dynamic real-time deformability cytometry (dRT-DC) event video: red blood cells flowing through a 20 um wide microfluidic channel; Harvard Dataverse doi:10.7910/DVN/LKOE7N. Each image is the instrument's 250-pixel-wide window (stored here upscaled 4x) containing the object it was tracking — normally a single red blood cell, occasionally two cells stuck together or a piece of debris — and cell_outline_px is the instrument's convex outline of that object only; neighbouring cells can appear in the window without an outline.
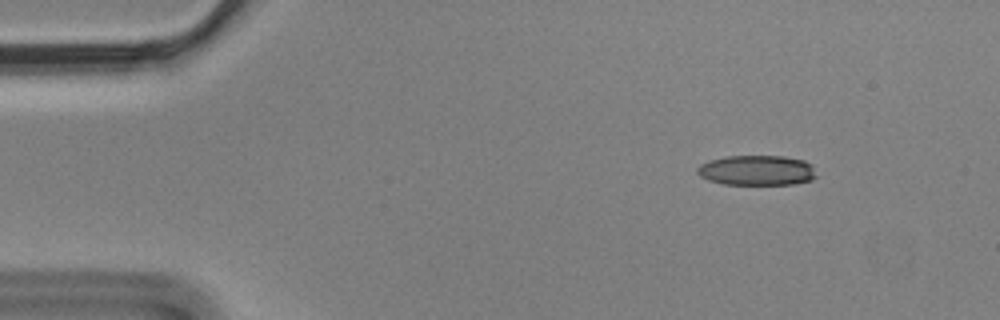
{"species": "Egyptian fruit bat (a non-hibernating species)", "species_latin": "Rousettus aegyptiacus", "temperature_condition": "cold", "stored_images_in_passage": 6, "camera_frame_rate_fps": 3000, "um_per_image_px": 0.085, "animal": {"sex": "male"}, "frame": {"image": 1, "passage_image": 1, "time_ms": 0.0, "image_size_px": [1000, 320], "cell_outline_px": [[816, 176], [812, 180], [792, 184], [724, 184], [708, 180], [700, 176], [696, 172], [696, 168], [700, 164], [712, 160], [728, 156], [784, 156], [804, 160], [812, 164]], "centroid_in_image_um": [64.34, 14.48], "position_along_channel_um": 20.7, "area_um2": 20.87}}
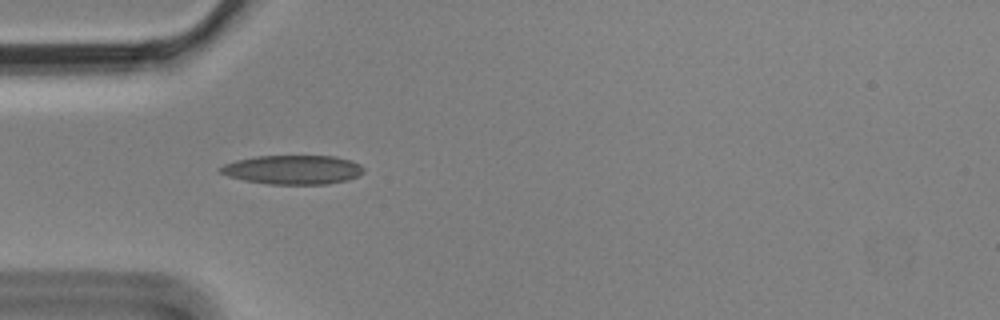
{"frame": {"image": 2, "passage_image": 4, "time_ms": 1.0, "image_size_px": [1000, 320], "cell_outline_px": [[364, 172], [348, 180], [328, 184], [268, 184], [244, 180], [228, 176], [220, 172], [216, 168], [224, 164], [236, 160], [256, 156], [336, 156], [360, 164], [364, 168]], "centroid_in_image_um": [24.87, 14.42], "position_along_channel_um": 60.1, "area_um2": 24.33}}
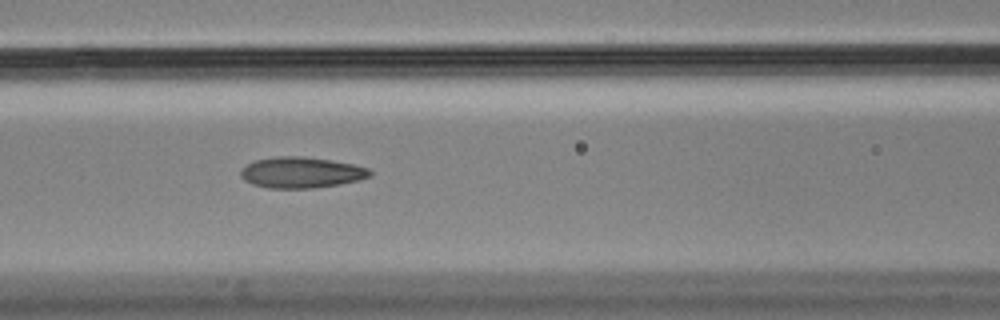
{"frame": {"image": 3, "passage_image": 6, "time_ms": 1.667, "image_size_px": [1000, 320], "cell_outline_px": [[372, 176], [360, 180], [340, 184], [312, 188], [268, 188], [252, 184], [244, 180], [240, 176], [240, 172], [248, 164], [256, 160], [276, 156], [304, 156], [352, 164], [368, 168], [372, 172]], "centroid_in_image_um": [25.62, 14.67], "position_along_channel_um": 141.0, "area_um2": 23.24}}